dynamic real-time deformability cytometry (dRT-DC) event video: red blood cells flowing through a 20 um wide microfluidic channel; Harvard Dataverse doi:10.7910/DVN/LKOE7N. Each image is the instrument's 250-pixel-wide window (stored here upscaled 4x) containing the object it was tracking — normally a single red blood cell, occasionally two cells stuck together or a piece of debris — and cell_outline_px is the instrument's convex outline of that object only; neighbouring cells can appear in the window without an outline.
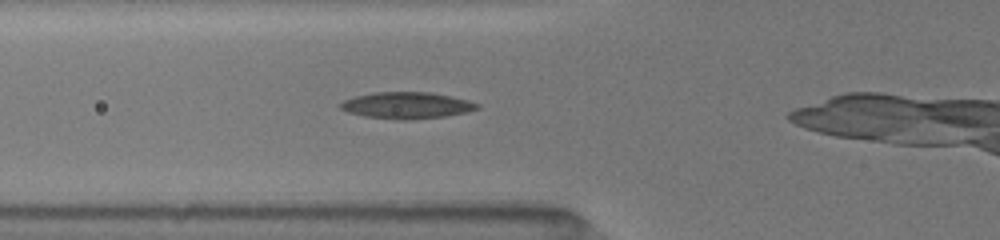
{"species": "common noctule bat (a hibernating species)", "species_latin": "Nyctalus noctula", "temperature_condition": "room temperature", "stored_images_in_passage": 3, "camera_frame_rate_fps": 3000, "um_per_image_px": 0.085, "animal": {"sex": "female", "body_mass_g": 19.5, "forearm_length_mm": 54.1}, "frame": {"image": 1, "passage_image": 3, "time_ms": 1.0, "image_size_px": [1000, 240], "cell_outline_px": [[480, 108], [468, 112], [444, 116], [408, 120], [400, 120], [364, 116], [348, 112], [340, 108], [340, 104], [344, 100], [356, 96], [372, 92], [432, 92], [468, 100], [480, 104]], "centroid_in_image_um": [34.59, 8.95], "position_along_channel_um": 91.2, "area_um2": 21.15}}